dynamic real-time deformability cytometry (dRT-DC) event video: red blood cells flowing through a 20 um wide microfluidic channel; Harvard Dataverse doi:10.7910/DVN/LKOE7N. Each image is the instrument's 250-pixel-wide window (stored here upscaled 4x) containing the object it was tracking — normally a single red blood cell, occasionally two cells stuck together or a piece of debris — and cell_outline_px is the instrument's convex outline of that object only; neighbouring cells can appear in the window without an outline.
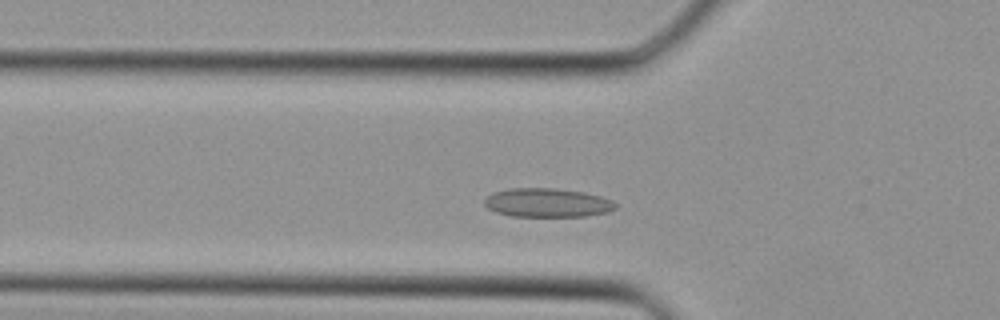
{"species": "Egyptian fruit bat (a non-hibernating species)", "species_latin": "Rousettus aegyptiacus", "temperature_condition": "cold", "stored_images_in_passage": 32, "camera_frame_rate_fps": 3000, "um_per_image_px": 0.085, "animal": {"sex": "female"}, "frame": {"image": 1, "passage_image": 6, "time_ms": 1.667, "image_size_px": [1000, 320], "cell_outline_px": [[616, 208], [608, 212], [588, 216], [512, 216], [496, 212], [488, 208], [484, 204], [484, 200], [492, 192], [512, 188], [556, 188], [584, 192], [600, 196], [612, 200], [616, 204]], "centroid_in_image_um": [46.53, 17.23], "position_along_channel_um": 79.3, "area_um2": 22.08}}
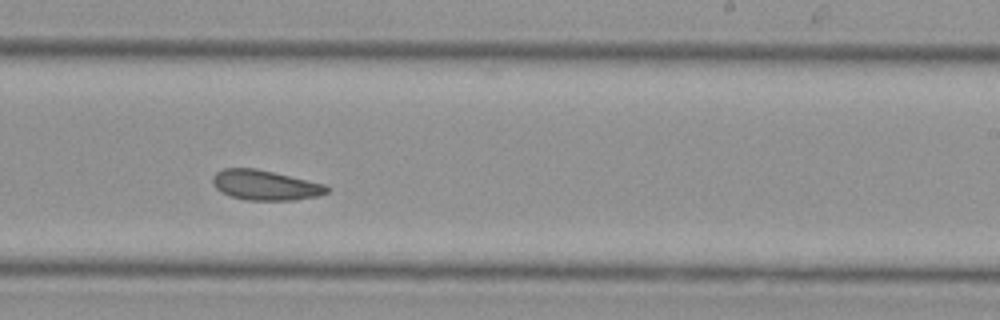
{"frame": {"image": 2, "passage_image": 17, "time_ms": 5.333, "image_size_px": [1000, 320], "cell_outline_px": [[332, 188], [328, 192], [320, 196], [296, 200], [248, 200], [232, 196], [220, 192], [212, 184], [212, 176], [216, 172], [224, 168], [256, 168], [324, 184]], "centroid_in_image_um": [22.55, 15.74], "position_along_channel_um": 266.5, "area_um2": 20.06}}
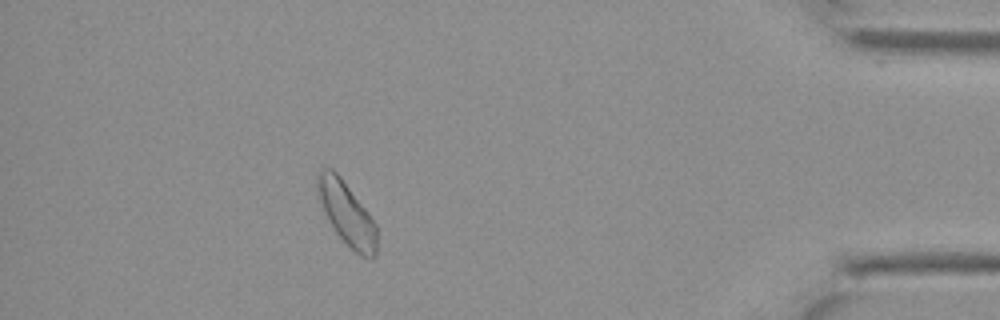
{"frame": {"image": 3, "passage_image": 28, "time_ms": 9.0, "image_size_px": [1000, 320], "cell_outline_px": [[376, 256], [360, 256], [336, 232], [324, 212], [316, 196], [316, 172], [320, 168], [332, 168], [340, 176], [368, 212], [376, 224]], "centroid_in_image_um": [29.41, 18.07], "position_along_channel_um": 405.8, "area_um2": 21.68}}